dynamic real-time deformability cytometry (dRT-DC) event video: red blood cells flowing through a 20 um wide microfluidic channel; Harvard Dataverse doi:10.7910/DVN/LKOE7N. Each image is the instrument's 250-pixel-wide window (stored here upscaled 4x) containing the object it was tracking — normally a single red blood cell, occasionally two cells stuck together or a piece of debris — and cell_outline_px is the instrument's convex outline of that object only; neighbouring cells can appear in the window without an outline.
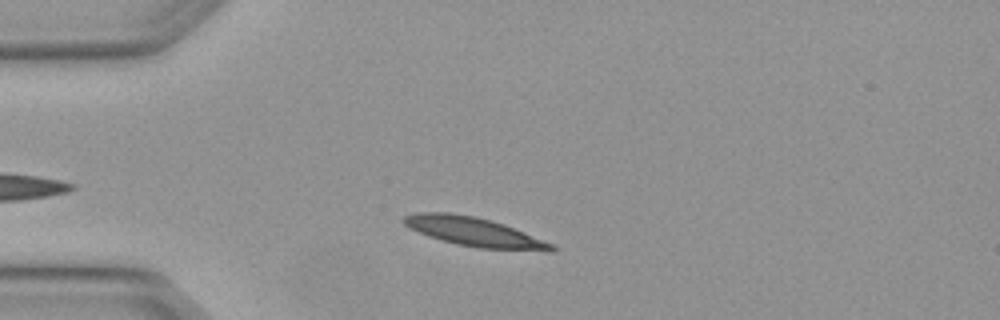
{"species": "Egyptian fruit bat (a non-hibernating species)", "species_latin": "Rousettus aegyptiacus", "temperature_condition": "warm", "stored_images_in_passage": 2, "camera_frame_rate_fps": 3000, "um_per_image_px": 0.085, "animal": {"sex": "female"}, "frame": {"image": 1, "passage_image": 2, "time_ms": 0.333, "image_size_px": [1000, 320], "cell_outline_px": [[556, 252], [548, 252], [476, 248], [456, 244], [440, 240], [428, 236], [408, 228], [400, 220], [404, 216], [416, 212], [448, 212], [472, 216], [504, 224], [524, 232], [552, 244], [556, 248]], "centroid_in_image_um": [40.29, 19.73], "position_along_channel_um": 44.7, "area_um2": 25.2}}